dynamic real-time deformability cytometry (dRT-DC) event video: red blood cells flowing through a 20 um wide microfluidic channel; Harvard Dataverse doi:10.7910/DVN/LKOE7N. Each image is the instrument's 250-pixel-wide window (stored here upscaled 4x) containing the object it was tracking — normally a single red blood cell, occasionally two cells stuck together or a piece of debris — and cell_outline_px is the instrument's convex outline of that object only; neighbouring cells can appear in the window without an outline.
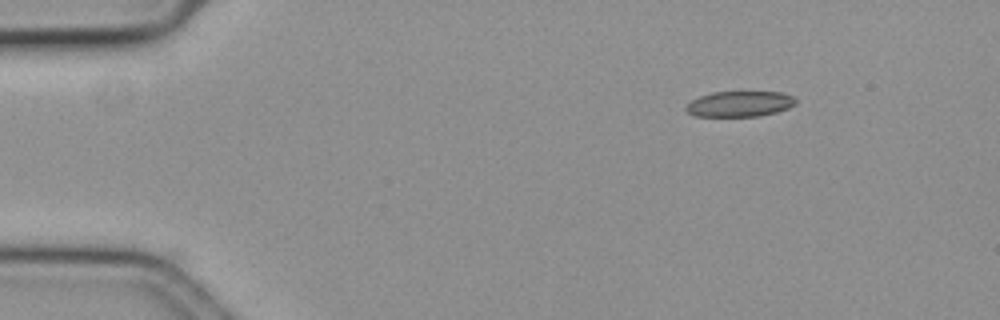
{"species": "common noctule bat (a hibernating species)", "species_latin": "Nyctalus noctula", "temperature_condition": "cold", "stored_images_in_passage": 2, "camera_frame_rate_fps": 3000, "um_per_image_px": 0.085, "animal": {"sex": "female", "body_mass_g": 19.3, "forearm_length_mm": 54.1}, "frame": {"image": 1, "passage_image": 1, "time_ms": 0.0, "image_size_px": [1000, 320], "cell_outline_px": [[796, 104], [788, 108], [776, 112], [760, 116], [692, 116], [684, 108], [692, 100], [700, 96], [712, 92], [780, 92], [792, 96], [796, 100]], "centroid_in_image_um": [62.86, 8.84], "position_along_channel_um": 22.1, "area_um2": 16.3}}